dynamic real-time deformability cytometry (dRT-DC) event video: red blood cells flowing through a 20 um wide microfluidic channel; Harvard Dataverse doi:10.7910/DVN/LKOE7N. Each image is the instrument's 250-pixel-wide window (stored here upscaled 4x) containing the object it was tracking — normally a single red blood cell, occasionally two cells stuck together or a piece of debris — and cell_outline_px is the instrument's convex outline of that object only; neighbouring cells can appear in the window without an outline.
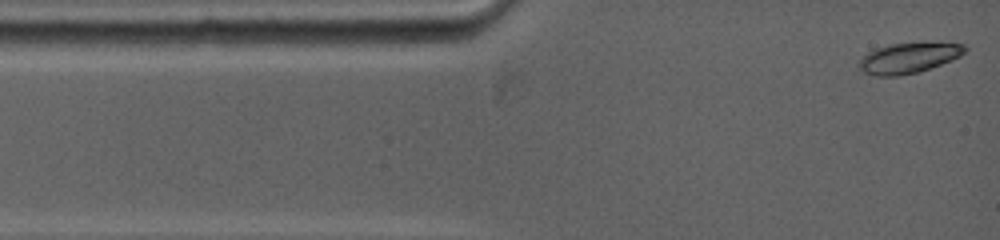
{"species": "common noctule bat (a hibernating species)", "species_latin": "Nyctalus noctula", "temperature_condition": "warm", "stored_images_in_passage": 16, "camera_frame_rate_fps": 5000, "um_per_image_px": 0.085, "animal": {"sex": "female", "body_mass_g": 19.0, "forearm_length_mm": 53.3}, "frame": {"image": 1, "passage_image": 1, "time_ms": 0.0, "image_size_px": [1000, 240], "cell_outline_px": [[968, 48], [960, 56], [952, 60], [916, 72], [896, 76], [876, 76], [864, 72], [856, 64], [868, 52], [876, 48], [888, 44], [964, 44]], "centroid_in_image_um": [77.17, 4.94], "position_along_channel_um": 7.8, "area_um2": 18.15}}
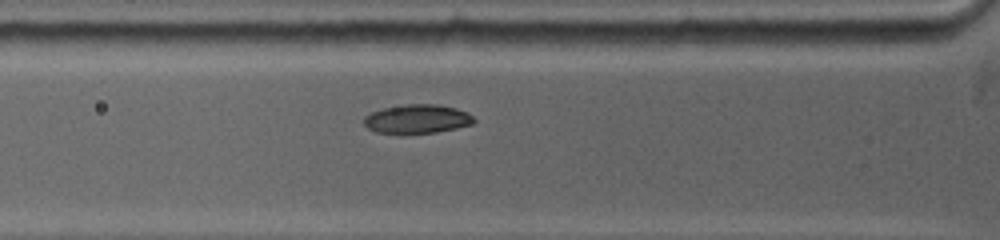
{"frame": {"image": 2, "passage_image": 10, "time_ms": 3.4, "image_size_px": [1000, 240], "cell_outline_px": [[476, 120], [472, 124], [456, 128], [436, 132], [376, 132], [368, 128], [364, 124], [364, 116], [372, 112], [384, 108], [404, 104], [440, 104], [456, 108], [468, 112]], "centroid_in_image_um": [35.49, 10.08], "position_along_channel_um": 90.3, "area_um2": 18.26}}
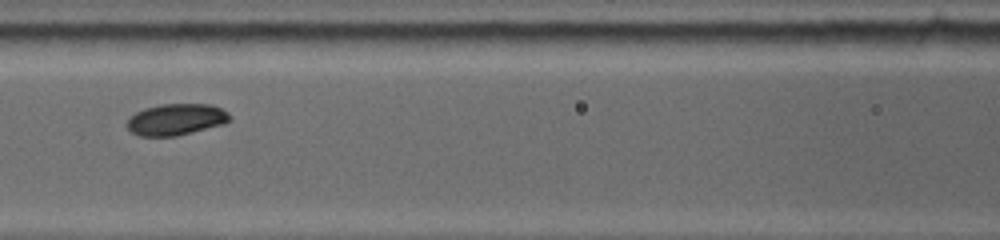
{"frame": {"image": 3, "passage_image": 14, "time_ms": 5.0, "image_size_px": [1000, 240], "cell_outline_px": [[232, 120], [224, 124], [176, 136], [140, 136], [132, 132], [124, 124], [136, 112], [144, 108], [160, 104], [212, 104], [228, 112], [232, 116]], "centroid_in_image_um": [14.99, 10.15], "position_along_channel_um": 151.6, "area_um2": 18.96}}